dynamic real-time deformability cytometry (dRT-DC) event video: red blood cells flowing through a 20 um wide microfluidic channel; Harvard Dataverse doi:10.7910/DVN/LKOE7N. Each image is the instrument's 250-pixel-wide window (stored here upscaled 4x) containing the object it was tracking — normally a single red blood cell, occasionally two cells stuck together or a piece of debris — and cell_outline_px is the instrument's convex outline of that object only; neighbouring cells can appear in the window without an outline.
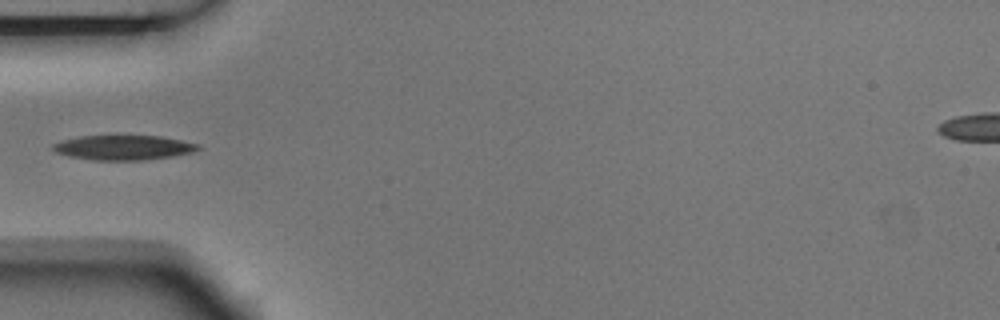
{"species": "Egyptian fruit bat (a non-hibernating species)", "species_latin": "Rousettus aegyptiacus", "temperature_condition": "room temperature", "stored_images_in_passage": 4, "camera_frame_rate_fps": 3000, "um_per_image_px": 0.085, "animal": {"sex": "male"}, "frame": {"image": 1, "passage_image": 3, "time_ms": 0.667, "image_size_px": [1000, 320], "cell_outline_px": [[204, 148], [192, 152], [172, 156], [144, 160], [92, 160], [68, 156], [56, 152], [52, 148], [52, 144], [60, 140], [80, 136], [160, 136], [200, 144]], "centroid_in_image_um": [10.49, 12.54], "position_along_channel_um": 74.5, "area_um2": 20.98}}
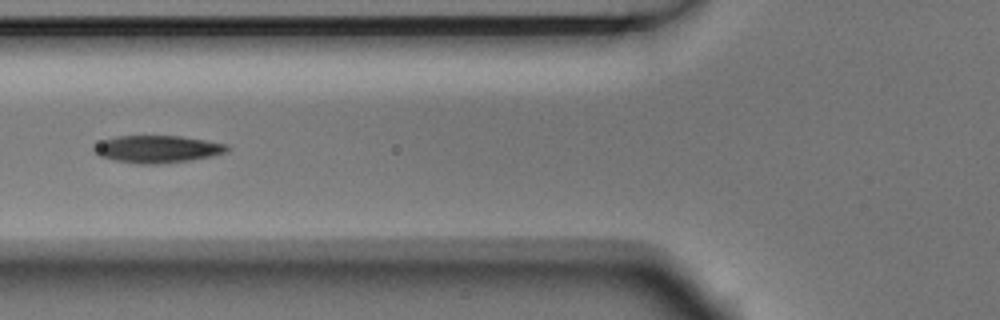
{"frame": {"image": 2, "passage_image": 4, "time_ms": 1.0, "image_size_px": [1000, 320], "cell_outline_px": [[232, 148], [224, 152], [192, 160], [160, 164], [140, 164], [112, 160], [100, 156], [92, 152], [92, 148], [100, 140], [116, 136], [180, 136], [228, 144]], "centroid_in_image_um": [13.32, 12.67], "position_along_channel_um": 112.5, "area_um2": 21.33}}